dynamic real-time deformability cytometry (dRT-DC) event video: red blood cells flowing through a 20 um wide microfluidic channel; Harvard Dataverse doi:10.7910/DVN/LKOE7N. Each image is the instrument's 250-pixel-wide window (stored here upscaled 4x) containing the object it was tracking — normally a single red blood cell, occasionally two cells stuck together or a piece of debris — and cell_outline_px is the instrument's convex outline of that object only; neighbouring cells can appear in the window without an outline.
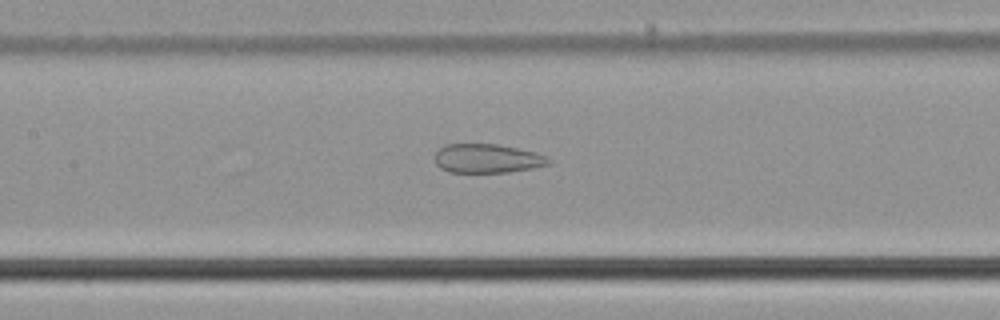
{"species": "common noctule bat (a hibernating species)", "species_latin": "Nyctalus noctula", "temperature_condition": "cold", "stored_images_in_passage": 26, "camera_frame_rate_fps": 3000, "um_per_image_px": 0.085, "animal": {"sex": "male", "body_mass_g": 21.5, "forearm_length_mm": 52.0}, "frame": {"image": 1, "passage_image": 8, "time_ms": 2.333, "image_size_px": [1000, 320], "cell_outline_px": [[552, 160], [548, 164], [532, 168], [508, 172], [448, 172], [440, 168], [436, 164], [436, 152], [444, 144], [496, 144], [536, 152]], "centroid_in_image_um": [41.39, 13.47], "position_along_channel_um": 166.0, "area_um2": 19.07}}
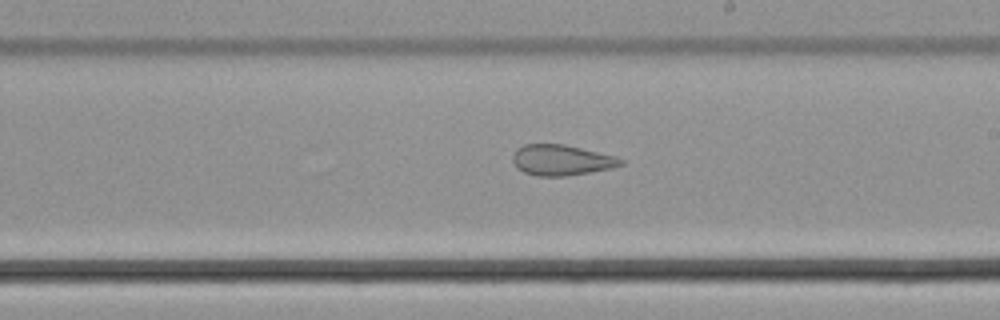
{"frame": {"image": 2, "passage_image": 14, "time_ms": 4.333, "image_size_px": [1000, 320], "cell_outline_px": [[624, 164], [612, 168], [564, 176], [536, 176], [524, 172], [516, 168], [512, 160], [512, 156], [516, 148], [524, 144], [564, 144], [616, 156], [624, 160]], "centroid_in_image_um": [47.7, 13.6], "position_along_channel_um": 241.3, "area_um2": 19.36}}
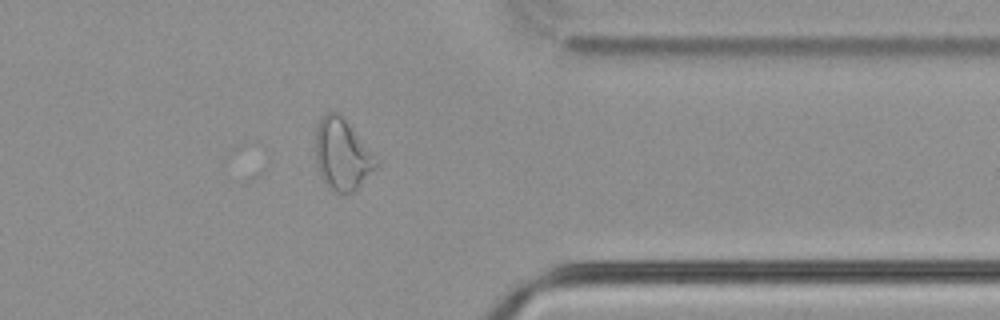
{"frame": {"image": 3, "passage_image": 26, "time_ms": 8.333, "image_size_px": [1000, 320], "cell_outline_px": [[380, 164], [352, 192], [336, 192], [324, 180], [316, 164], [316, 128], [320, 116], [328, 112], [340, 112], [380, 160]], "centroid_in_image_um": [29.11, 13.06], "position_along_channel_um": 382.3, "area_um2": 25.14}}